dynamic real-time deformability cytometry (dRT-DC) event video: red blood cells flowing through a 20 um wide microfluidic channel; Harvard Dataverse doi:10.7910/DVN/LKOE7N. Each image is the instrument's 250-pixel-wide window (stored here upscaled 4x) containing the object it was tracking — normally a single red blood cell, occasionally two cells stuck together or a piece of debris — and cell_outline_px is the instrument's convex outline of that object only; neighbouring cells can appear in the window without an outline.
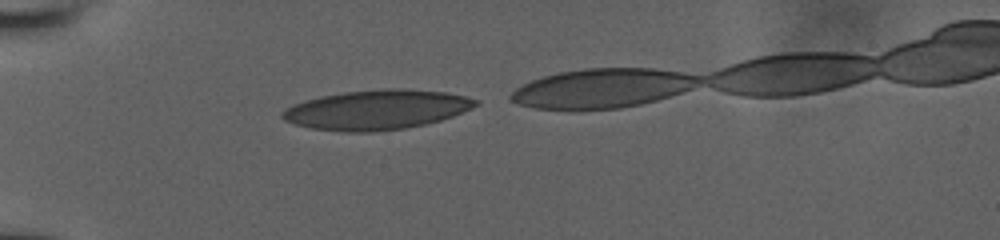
{"species": "human", "species_latin": "Homo sapiens", "temperature_condition": "room temperature", "stored_images_in_passage": 19, "segment_of_instrument_passage": [1, 2], "camera_frame_rate_fps": 3000, "um_per_image_px": 0.085, "donor": {"sex": "male"}, "frame": {"image": 1, "passage_image": 1, "time_ms": 0.0, "image_size_px": [1000, 240], "cell_outline_px": [[480, 104], [452, 116], [440, 120], [424, 124], [404, 128], [372, 132], [344, 132], [308, 128], [292, 124], [284, 120], [280, 116], [280, 112], [292, 104], [304, 100], [320, 96], [344, 92], [384, 88], [404, 88], [444, 92], [464, 96], [480, 100]], "centroid_in_image_um": [31.96, 9.32], "position_along_channel_um": 53.0, "area_um2": 44.91}}
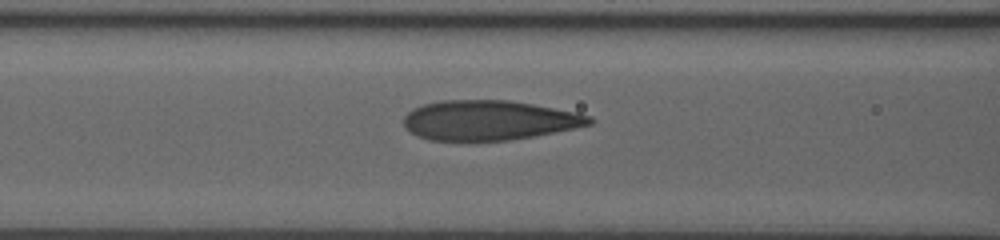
{"frame": {"image": 2, "passage_image": 7, "time_ms": 2.333, "image_size_px": [1000, 240], "cell_outline_px": [[596, 120], [592, 124], [532, 136], [508, 140], [428, 140], [416, 136], [404, 124], [404, 116], [412, 108], [424, 104], [440, 100], [508, 100], [532, 104], [576, 112], [592, 116]], "centroid_in_image_um": [41.55, 10.21], "position_along_channel_um": 125.0, "area_um2": 42.77}}
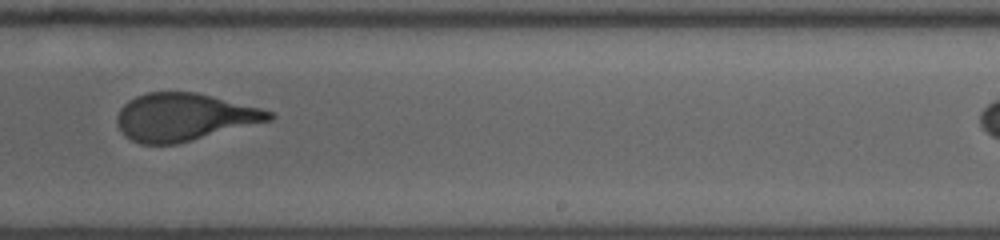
{"frame": {"image": 3, "passage_image": 16, "time_ms": 6.0, "image_size_px": [1000, 240], "cell_outline_px": [[276, 116], [272, 120], [176, 144], [140, 144], [124, 136], [116, 124], [116, 116], [120, 108], [128, 100], [136, 96], [148, 92], [196, 92], [276, 112]], "centroid_in_image_um": [15.63, 9.95], "position_along_channel_um": 273.4, "area_um2": 42.19}}